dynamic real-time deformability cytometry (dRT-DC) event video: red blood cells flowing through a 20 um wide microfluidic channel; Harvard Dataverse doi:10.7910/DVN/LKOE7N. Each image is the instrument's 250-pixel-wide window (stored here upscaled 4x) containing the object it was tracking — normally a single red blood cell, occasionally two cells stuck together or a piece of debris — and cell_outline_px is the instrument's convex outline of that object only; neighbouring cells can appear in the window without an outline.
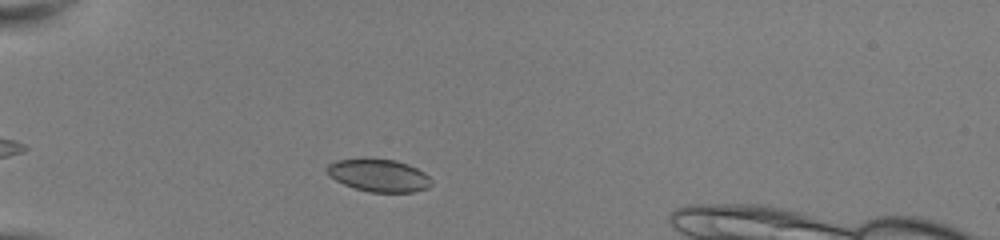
{"species": "common noctule bat (a hibernating species)", "species_latin": "Nyctalus noctula", "temperature_condition": "room temperature", "stored_images_in_passage": 40, "camera_frame_rate_fps": 3000, "um_per_image_px": 0.085, "animal": {"sex": "female", "body_mass_g": 22.0, "forearm_length_mm": 56.7}, "frame": {"image": 1, "passage_image": 6, "time_ms": 1.667, "image_size_px": [1000, 240], "cell_outline_px": [[432, 184], [428, 188], [412, 192], [368, 192], [344, 184], [336, 180], [328, 172], [328, 164], [336, 160], [364, 156], [372, 156], [396, 160], [408, 164], [424, 172], [432, 180]], "centroid_in_image_um": [32.21, 14.86], "position_along_channel_um": 52.8, "area_um2": 20.29}}
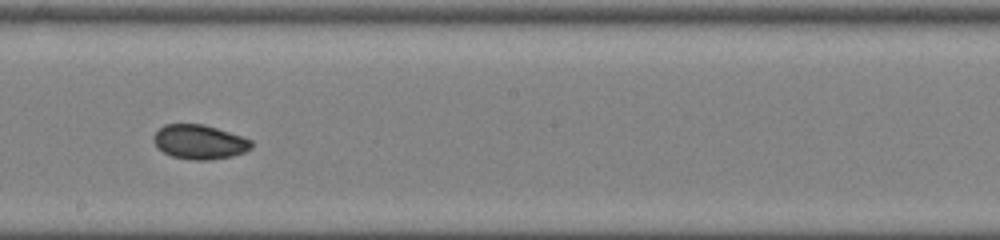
{"frame": {"image": 2, "passage_image": 21, "time_ms": 6.667, "image_size_px": [1000, 240], "cell_outline_px": [[252, 148], [244, 152], [232, 156], [208, 160], [192, 160], [172, 156], [156, 148], [152, 140], [152, 136], [164, 124], [204, 124], [252, 140]], "centroid_in_image_um": [16.92, 12.07], "position_along_channel_um": 231.3, "area_um2": 19.59}}
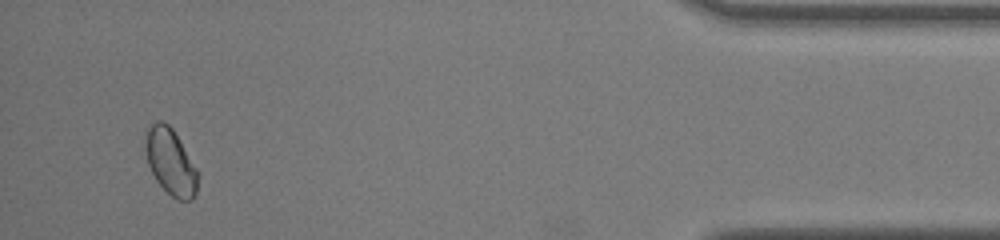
{"frame": {"image": 3, "passage_image": 39, "time_ms": 12.667, "image_size_px": [1000, 240], "cell_outline_px": [[200, 176], [196, 192], [192, 200], [176, 200], [156, 180], [148, 164], [144, 148], [144, 144], [148, 128], [156, 120], [160, 120], [168, 124], [172, 128], [200, 172]], "centroid_in_image_um": [14.53, 13.76], "position_along_channel_um": 420.7, "area_um2": 20.4}}